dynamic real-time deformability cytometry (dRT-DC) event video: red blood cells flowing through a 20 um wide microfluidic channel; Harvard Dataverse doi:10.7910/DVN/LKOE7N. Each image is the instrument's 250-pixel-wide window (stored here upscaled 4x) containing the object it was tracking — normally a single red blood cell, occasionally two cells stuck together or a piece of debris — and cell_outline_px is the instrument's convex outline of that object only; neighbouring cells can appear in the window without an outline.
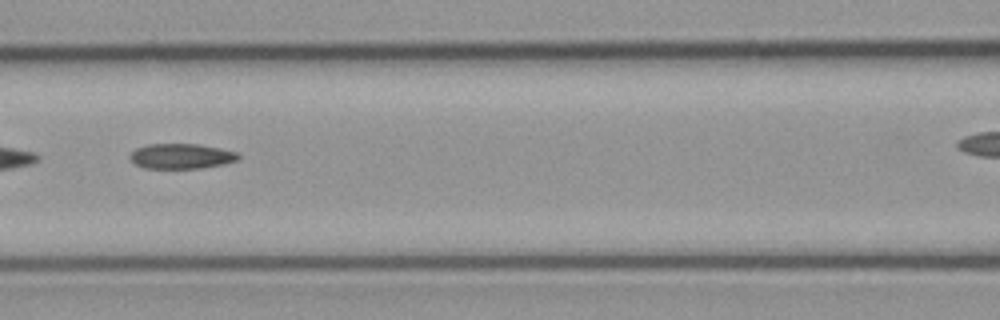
{"species": "common noctule bat (a hibernating species)", "species_latin": "Nyctalus noctula", "temperature_condition": "cold", "stored_images_in_passage": 23, "camera_frame_rate_fps": 3000, "um_per_image_px": 0.085, "animal": {"sex": "male", "body_mass_g": 23.1, "forearm_length_mm": 52.7}, "frame": {"image": 1, "passage_image": 7, "time_ms": 2.0, "image_size_px": [1000, 320], "cell_outline_px": [[240, 156], [236, 160], [220, 164], [200, 168], [144, 168], [136, 164], [128, 156], [136, 148], [148, 144], [200, 144], [220, 148], [236, 152]], "centroid_in_image_um": [15.37, 13.26], "position_along_channel_um": 151.2, "area_um2": 15.66}}
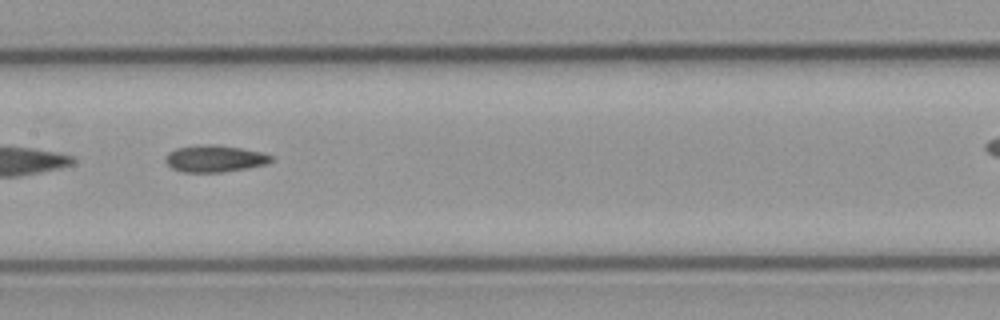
{"frame": {"image": 2, "passage_image": 10, "time_ms": 3.0, "image_size_px": [1000, 320], "cell_outline_px": [[272, 160], [264, 164], [248, 168], [224, 172], [184, 172], [172, 168], [164, 160], [168, 152], [176, 148], [208, 144], [212, 144], [240, 148], [260, 152], [272, 156]], "centroid_in_image_um": [18.22, 13.49], "position_along_channel_um": 189.2, "area_um2": 16.3}}
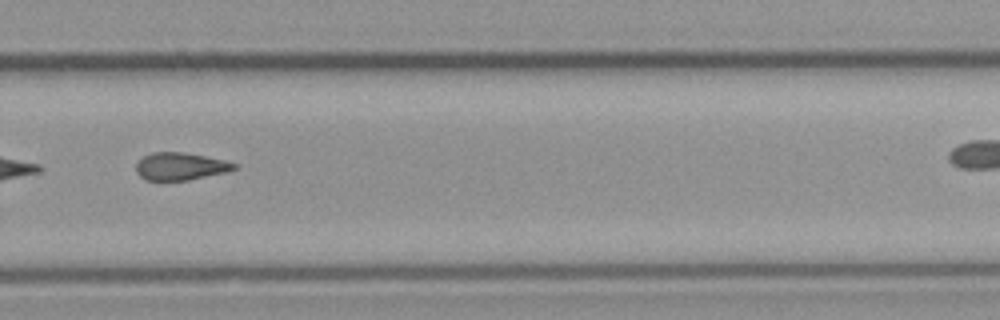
{"frame": {"image": 3, "passage_image": 20, "time_ms": 6.333, "image_size_px": [1000, 320], "cell_outline_px": [[236, 168], [224, 172], [188, 180], [144, 180], [136, 172], [136, 164], [144, 156], [152, 152], [180, 152], [204, 156], [224, 160], [236, 164]], "centroid_in_image_um": [15.28, 14.14], "position_along_channel_um": 314.5, "area_um2": 15.43}}